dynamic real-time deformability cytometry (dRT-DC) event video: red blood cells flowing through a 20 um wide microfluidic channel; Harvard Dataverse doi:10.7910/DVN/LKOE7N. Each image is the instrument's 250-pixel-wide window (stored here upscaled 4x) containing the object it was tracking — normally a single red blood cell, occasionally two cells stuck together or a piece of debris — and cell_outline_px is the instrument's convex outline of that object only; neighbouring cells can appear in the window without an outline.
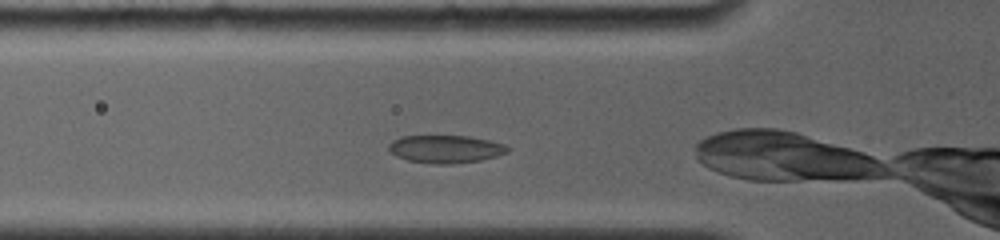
{"species": "common noctule bat (a hibernating species)", "species_latin": "Nyctalus noctula", "temperature_condition": "room temperature", "stored_images_in_passage": 25, "camera_frame_rate_fps": 4000, "um_per_image_px": 0.085, "animal": {"sex": "female", "body_mass_g": 19.0, "forearm_length_mm": 56.7}, "frame": {"image": 1, "passage_image": 2, "time_ms": 0.25, "image_size_px": [1000, 240], "cell_outline_px": [[512, 148], [508, 152], [496, 156], [480, 160], [452, 164], [436, 164], [408, 160], [396, 156], [388, 152], [388, 144], [392, 140], [404, 136], [468, 136], [488, 140], [504, 144]], "centroid_in_image_um": [37.86, 12.67], "position_along_channel_um": 87.9, "area_um2": 19.31}}
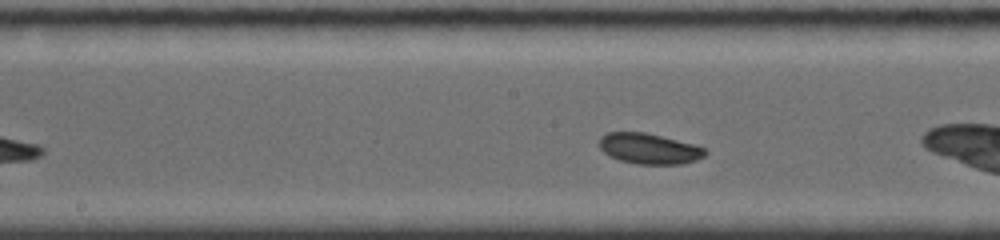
{"frame": {"image": 2, "passage_image": 12, "time_ms": 2.75, "image_size_px": [1000, 240], "cell_outline_px": [[708, 152], [704, 156], [696, 160], [680, 164], [636, 164], [620, 160], [604, 152], [600, 148], [600, 136], [608, 132], [644, 132], [692, 144], [704, 148]], "centroid_in_image_um": [55.17, 12.64], "position_along_channel_um": 193.0, "area_um2": 18.61}}
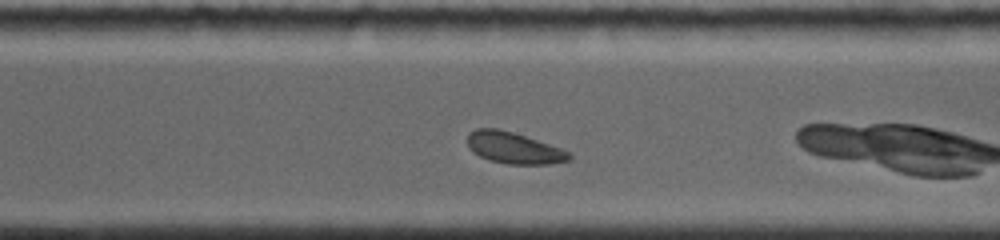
{"frame": {"image": 3, "passage_image": 20, "time_ms": 4.75, "image_size_px": [1000, 240], "cell_outline_px": [[572, 156], [568, 160], [548, 164], [508, 164], [488, 160], [472, 152], [468, 148], [468, 132], [476, 128], [496, 128], [512, 132], [560, 148], [568, 152]], "centroid_in_image_um": [43.61, 12.57], "position_along_channel_um": 327.0, "area_um2": 18.44}}